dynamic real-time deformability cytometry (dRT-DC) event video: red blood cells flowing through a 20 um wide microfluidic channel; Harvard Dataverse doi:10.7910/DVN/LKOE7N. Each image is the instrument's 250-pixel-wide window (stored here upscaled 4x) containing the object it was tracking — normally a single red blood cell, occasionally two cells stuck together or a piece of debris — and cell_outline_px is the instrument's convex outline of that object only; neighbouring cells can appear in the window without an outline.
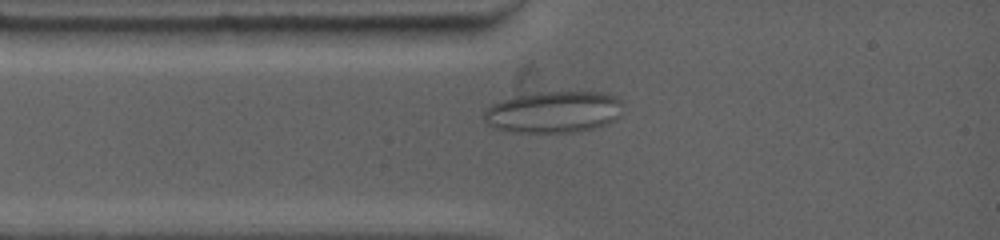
{"species": "common noctule bat (a hibernating species)", "species_latin": "Nyctalus noctula", "temperature_condition": "warm", "stored_images_in_passage": 17, "camera_frame_rate_fps": 4500, "um_per_image_px": 0.085, "animal": {"sex": "female", "body_mass_g": 19.0, "forearm_length_mm": 53.3}, "frame": {"image": 1, "passage_image": 5, "time_ms": 2.0, "image_size_px": [1000, 240], "cell_outline_px": [[624, 104], [616, 116], [612, 120], [604, 124], [592, 128], [572, 132], [528, 132], [496, 128], [484, 116], [484, 112], [492, 104], [504, 100], [520, 96], [544, 92], [600, 92], [616, 96]], "centroid_in_image_um": [47.12, 9.5], "position_along_channel_um": 37.9, "area_um2": 32.54}}
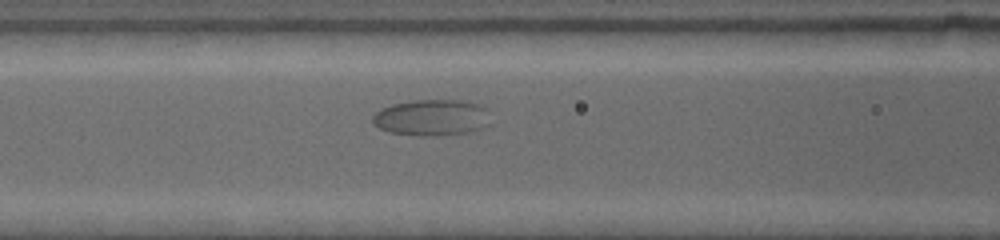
{"frame": {"image": 2, "passage_image": 10, "time_ms": 4.889, "image_size_px": [1000, 240], "cell_outline_px": [[484, 108], [476, 128], [464, 132], [436, 136], [420, 136], [388, 132], [380, 128], [372, 120], [372, 116], [376, 112], [392, 104], [416, 100], [460, 100], [476, 104]], "centroid_in_image_um": [36.46, 9.99], "position_along_channel_um": 130.1, "area_um2": 23.41}}
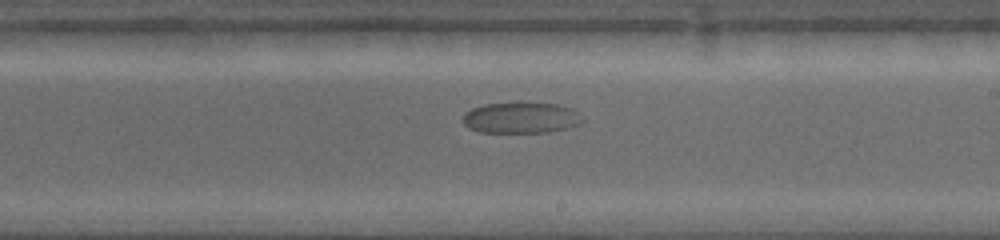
{"frame": {"image": 3, "passage_image": 17, "time_ms": 8.444, "image_size_px": [1000, 240], "cell_outline_px": [[584, 120], [580, 124], [548, 132], [480, 132], [468, 128], [464, 124], [464, 112], [472, 108], [484, 104], [556, 104], [572, 108], [580, 112]], "centroid_in_image_um": [44.3, 10.02], "position_along_channel_um": 244.7, "area_um2": 21.27}}